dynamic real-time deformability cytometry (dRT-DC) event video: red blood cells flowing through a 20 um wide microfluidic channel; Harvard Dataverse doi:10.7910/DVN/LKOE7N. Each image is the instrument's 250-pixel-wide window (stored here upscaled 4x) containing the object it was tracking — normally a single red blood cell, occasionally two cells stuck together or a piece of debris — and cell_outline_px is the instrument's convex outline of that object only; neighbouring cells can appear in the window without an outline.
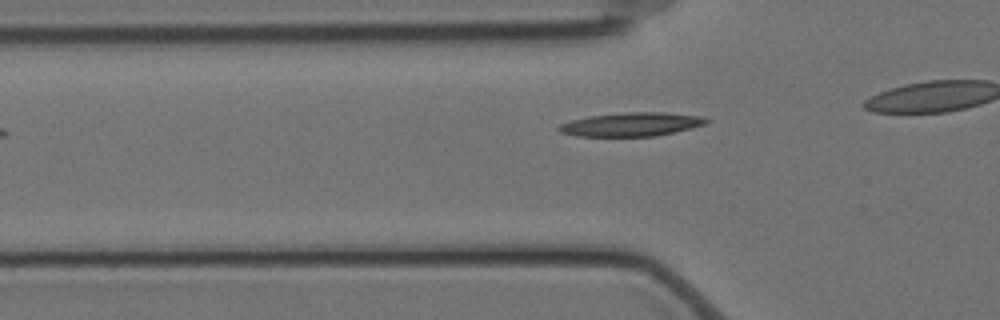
{"species": "Egyptian fruit bat (a non-hibernating species)", "species_latin": "Rousettus aegyptiacus", "temperature_condition": "cold", "stored_images_in_passage": 29, "camera_frame_rate_fps": 3000, "um_per_image_px": 0.085, "animal": {"sex": "female"}, "frame": {"image": 1, "passage_image": 3, "time_ms": 0.667, "image_size_px": [1000, 320], "cell_outline_px": [[712, 120], [708, 124], [692, 128], [656, 136], [576, 136], [560, 132], [556, 128], [560, 124], [572, 120], [588, 116], [628, 112], [664, 112], [704, 116]], "centroid_in_image_um": [53.73, 10.56], "position_along_channel_um": 72.1, "area_um2": 20.58}}
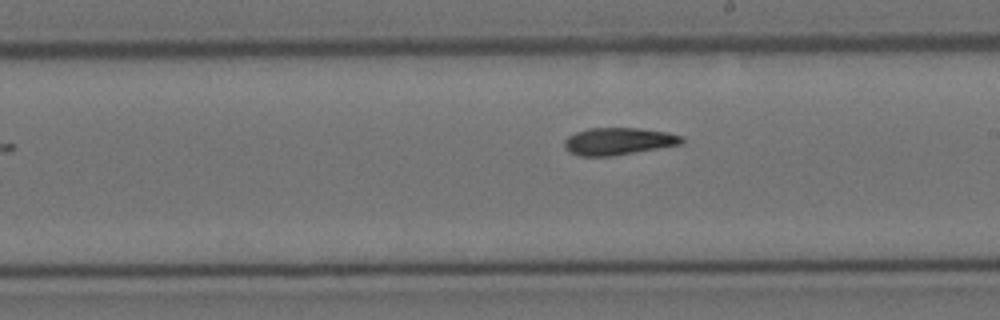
{"frame": {"image": 2, "passage_image": 17, "time_ms": 5.333, "image_size_px": [1000, 320], "cell_outline_px": [[684, 144], [612, 156], [576, 156], [568, 152], [564, 148], [564, 140], [568, 136], [576, 132], [588, 128], [640, 128], [664, 132], [684, 136]], "centroid_in_image_um": [52.55, 12.02], "position_along_channel_um": 236.5, "area_um2": 18.84}}
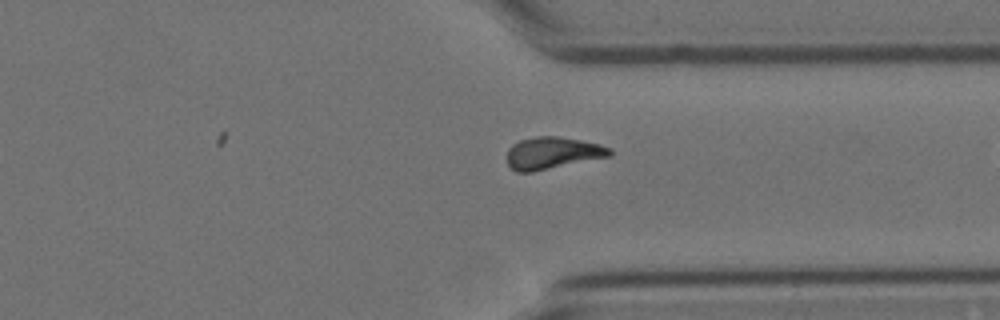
{"frame": {"image": 3, "passage_image": 28, "time_ms": 9.0, "image_size_px": [1000, 320], "cell_outline_px": [[612, 156], [532, 172], [516, 172], [508, 164], [508, 148], [512, 144], [520, 140], [536, 136], [556, 136], [580, 140], [600, 144], [612, 148]], "centroid_in_image_um": [46.99, 13.0], "position_along_channel_um": 364.4, "area_um2": 19.25}}